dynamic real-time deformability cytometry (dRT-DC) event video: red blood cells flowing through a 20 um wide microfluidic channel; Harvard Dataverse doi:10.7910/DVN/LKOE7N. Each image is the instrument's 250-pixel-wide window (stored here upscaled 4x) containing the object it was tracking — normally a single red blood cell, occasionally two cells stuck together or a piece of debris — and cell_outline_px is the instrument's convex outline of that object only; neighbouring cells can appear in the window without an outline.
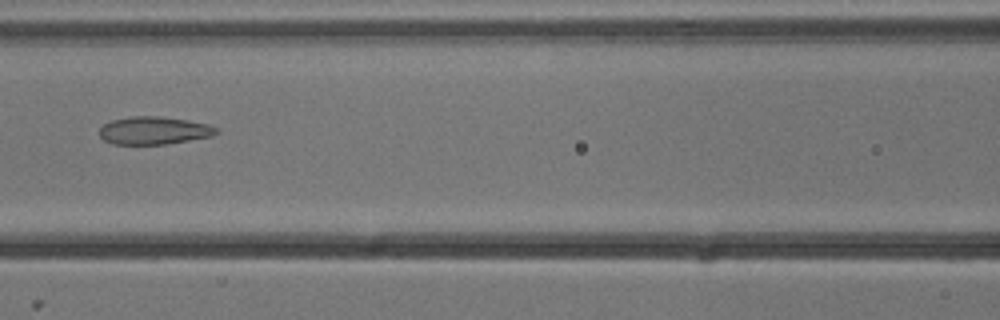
{"species": "common noctule bat (a hibernating species)", "species_latin": "Nyctalus noctula", "temperature_condition": "cold", "stored_images_in_passage": 6, "camera_frame_rate_fps": 3000, "um_per_image_px": 0.085, "animal": {"sex": "male", "body_mass_g": 13.3}, "frame": {"image": 1, "passage_image": 6, "time_ms": 1.667, "image_size_px": [1000, 320], "cell_outline_px": [[220, 132], [212, 136], [164, 144], [112, 144], [104, 140], [100, 136], [100, 128], [104, 124], [112, 120], [132, 116], [160, 116], [188, 120], [208, 124], [216, 128]], "centroid_in_image_um": [13.08, 11.09], "position_along_channel_um": 153.5, "area_um2": 18.84}}